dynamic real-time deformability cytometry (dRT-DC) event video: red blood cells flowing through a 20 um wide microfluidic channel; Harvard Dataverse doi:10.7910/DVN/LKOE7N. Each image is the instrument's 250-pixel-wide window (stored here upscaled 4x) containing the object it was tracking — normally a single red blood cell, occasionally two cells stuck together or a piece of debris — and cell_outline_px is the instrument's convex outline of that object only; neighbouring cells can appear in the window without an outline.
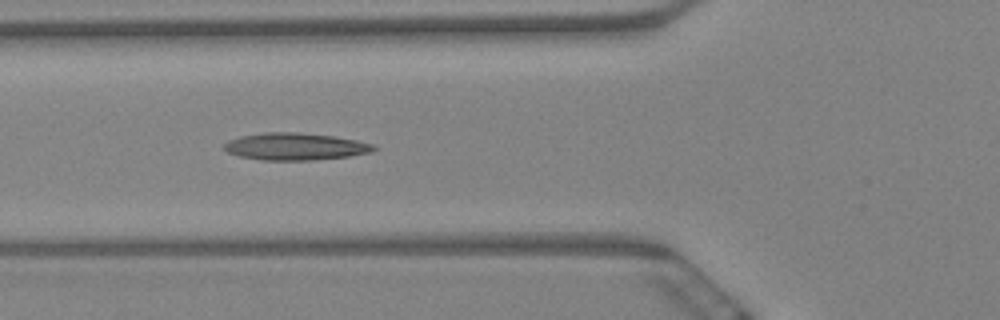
{"species": "Egyptian fruit bat (a non-hibernating species)", "species_latin": "Rousettus aegyptiacus", "temperature_condition": "warm", "stored_images_in_passage": 7, "camera_frame_rate_fps": 3000, "um_per_image_px": 0.085, "animal": {"sex": "female"}, "frame": {"image": 1, "passage_image": 6, "time_ms": 1.667, "image_size_px": [1000, 320], "cell_outline_px": [[376, 148], [372, 152], [352, 156], [312, 160], [260, 160], [240, 156], [228, 152], [224, 148], [224, 144], [228, 140], [240, 136], [264, 132], [300, 132], [332, 136], [356, 140], [372, 144]], "centroid_in_image_um": [25.09, 12.45], "position_along_channel_um": 100.7, "area_um2": 23.7}}
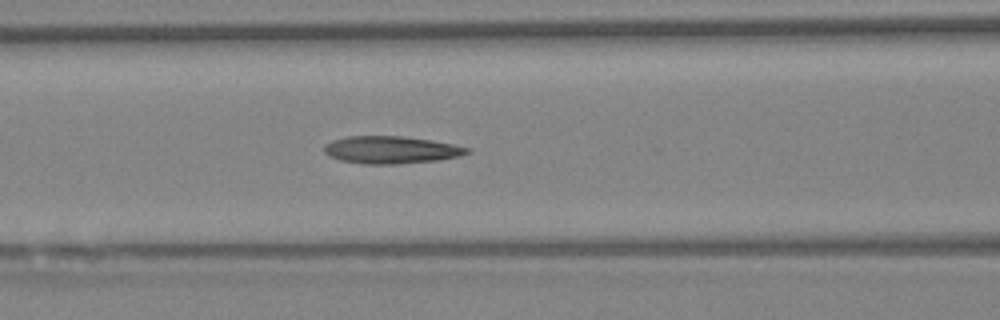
{"frame": {"image": 2, "passage_image": 7, "time_ms": 2.0, "image_size_px": [1000, 320], "cell_outline_px": [[472, 152], [456, 156], [436, 160], [396, 164], [364, 164], [340, 160], [328, 156], [324, 152], [324, 144], [332, 140], [348, 136], [404, 136], [432, 140], [452, 144], [468, 148]], "centroid_in_image_um": [33.18, 12.73], "position_along_channel_um": 133.4, "area_um2": 22.77}}